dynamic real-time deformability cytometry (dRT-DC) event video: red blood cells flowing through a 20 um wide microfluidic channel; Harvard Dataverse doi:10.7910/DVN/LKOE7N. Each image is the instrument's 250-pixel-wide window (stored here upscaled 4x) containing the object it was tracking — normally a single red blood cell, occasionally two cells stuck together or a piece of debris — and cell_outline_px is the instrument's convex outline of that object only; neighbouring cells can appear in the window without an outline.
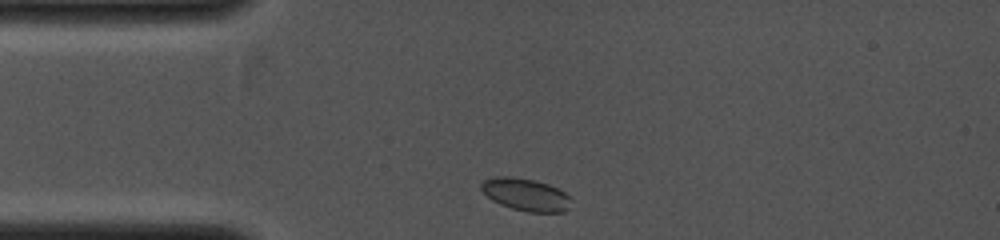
{"species": "common noctule bat (a hibernating species)", "species_latin": "Nyctalus noctula", "temperature_condition": "cold", "stored_images_in_passage": 29, "camera_frame_rate_fps": 4000, "um_per_image_px": 0.085, "animal": {"sex": "female", "body_mass_g": 19.0, "forearm_length_mm": 53.3}, "frame": {"image": 1, "passage_image": 1, "time_ms": 0.0, "image_size_px": [1000, 240], "cell_outline_px": [[572, 200], [568, 208], [564, 212], [528, 212], [512, 208], [500, 204], [492, 200], [480, 188], [480, 184], [484, 180], [496, 176], [512, 176], [532, 180], [548, 184], [564, 192]], "centroid_in_image_um": [44.68, 16.54], "position_along_channel_um": 40.3, "area_um2": 16.88}}
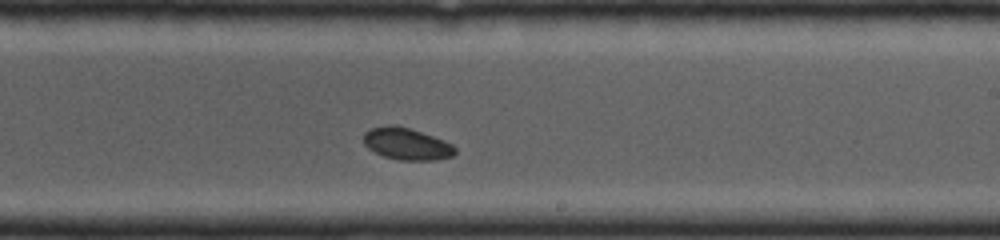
{"frame": {"image": 2, "passage_image": 17, "time_ms": 4.0, "image_size_px": [1000, 240], "cell_outline_px": [[456, 152], [452, 156], [436, 160], [396, 160], [384, 156], [368, 148], [364, 144], [364, 132], [372, 128], [388, 124], [396, 124], [444, 140], [452, 144], [456, 148]], "centroid_in_image_um": [34.56, 12.23], "position_along_channel_um": 254.4, "area_um2": 16.99}}
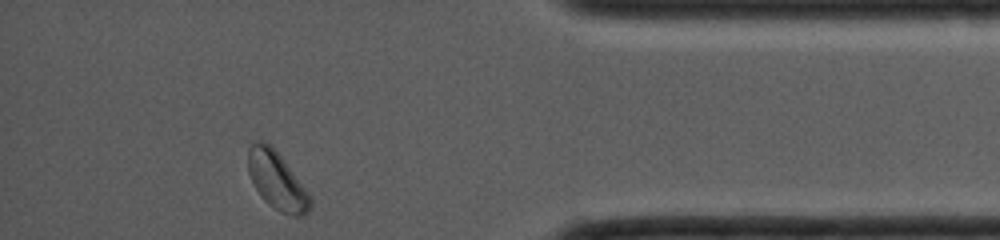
{"frame": {"image": 3, "passage_image": 29, "time_ms": 7.0, "image_size_px": [1000, 240], "cell_outline_px": [[312, 208], [304, 216], [292, 216], [280, 212], [268, 204], [264, 200], [256, 188], [248, 172], [248, 152], [252, 144], [260, 140], [268, 144], [280, 156], [304, 188], [312, 200]], "centroid_in_image_um": [23.54, 15.41], "position_along_channel_um": 411.7, "area_um2": 20.29}}